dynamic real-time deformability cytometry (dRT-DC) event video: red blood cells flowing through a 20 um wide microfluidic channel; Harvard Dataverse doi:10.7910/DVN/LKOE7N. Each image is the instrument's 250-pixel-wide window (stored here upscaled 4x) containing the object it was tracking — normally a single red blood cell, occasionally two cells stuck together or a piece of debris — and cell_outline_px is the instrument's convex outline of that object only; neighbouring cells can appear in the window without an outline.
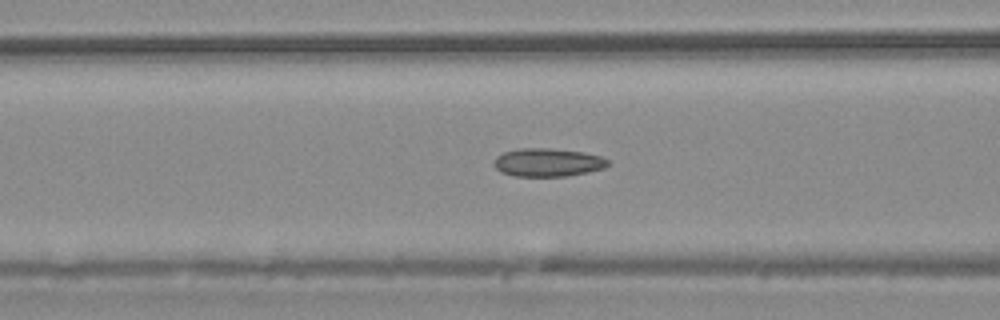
{"species": "common noctule bat (a hibernating species)", "species_latin": "Nyctalus noctula", "temperature_condition": "warm", "stored_images_in_passage": 39, "camera_frame_rate_fps": 3000, "um_per_image_px": 0.085, "animal": {"sex": "male", "body_mass_g": 20.4}, "frame": {"image": 1, "passage_image": 10, "time_ms": 3.0, "image_size_px": [1000, 320], "cell_outline_px": [[608, 164], [604, 168], [588, 172], [568, 176], [512, 176], [500, 172], [492, 164], [496, 156], [504, 152], [520, 148], [548, 148], [584, 152], [600, 156], [608, 160]], "centroid_in_image_um": [46.52, 13.81], "position_along_channel_um": 120.1, "area_um2": 18.84}}
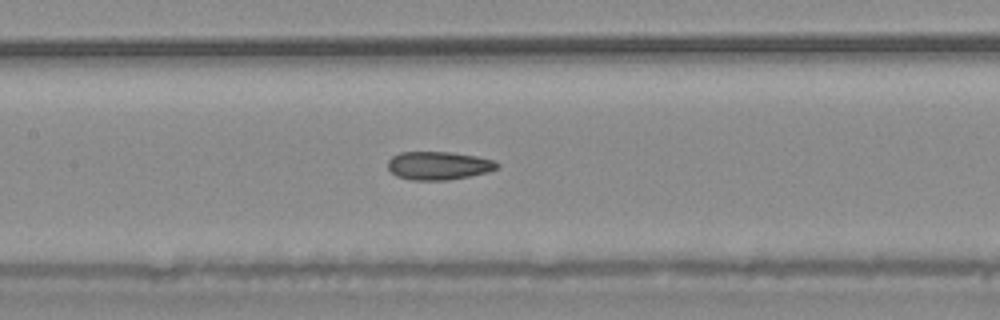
{"frame": {"image": 2, "passage_image": 14, "time_ms": 4.333, "image_size_px": [1000, 320], "cell_outline_px": [[500, 164], [496, 168], [488, 172], [448, 180], [412, 180], [396, 176], [388, 168], [388, 160], [392, 156], [400, 152], [448, 152], [476, 156], [492, 160]], "centroid_in_image_um": [37.25, 14.08], "position_along_channel_um": 170.2, "area_um2": 17.86}}
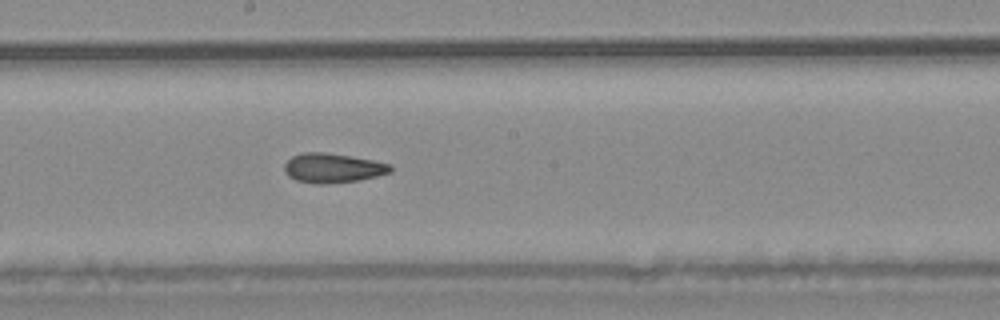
{"frame": {"image": 3, "passage_image": 18, "time_ms": 5.667, "image_size_px": [1000, 320], "cell_outline_px": [[392, 172], [360, 180], [324, 184], [316, 184], [296, 180], [288, 176], [284, 172], [284, 164], [292, 156], [304, 152], [324, 152], [372, 160], [392, 164]], "centroid_in_image_um": [28.27, 14.29], "position_along_channel_um": 219.9, "area_um2": 18.21}, "authors_computed_cell_mechanics": {"area_um2": 17.8602, "velocity_mm_per_s": 3.7495, "shape_relaxation_time_tau1_ms": null, "shape_relaxation_time_tau2_ms": 3.9704, "deformation_change_tau1": null, "deformation_change_tau2": 0.1115}}